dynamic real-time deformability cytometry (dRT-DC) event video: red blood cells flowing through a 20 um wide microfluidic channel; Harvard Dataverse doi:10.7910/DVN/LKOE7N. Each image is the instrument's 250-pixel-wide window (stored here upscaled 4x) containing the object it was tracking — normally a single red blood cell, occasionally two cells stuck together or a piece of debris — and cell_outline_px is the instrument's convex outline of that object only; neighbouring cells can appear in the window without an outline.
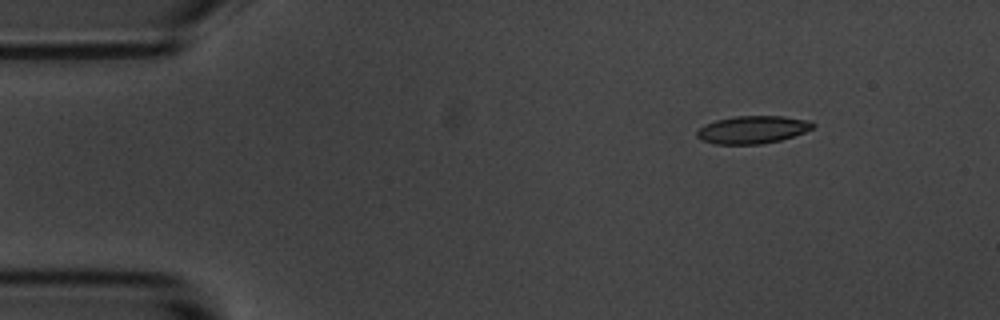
{"species": "common noctule bat (a hibernating species)", "species_latin": "Nyctalus noctula", "temperature_condition": "room temperature", "stored_images_in_passage": 8, "camera_frame_rate_fps": 3000, "um_per_image_px": 0.085, "animal": {"sex": "male", "body_mass_g": 20.1, "forearm_length_mm": 53.5}, "frame": {"image": 1, "passage_image": 2, "time_ms": 2.0, "image_size_px": [1000, 320], "cell_outline_px": [[816, 124], [812, 128], [804, 132], [780, 140], [760, 144], [716, 144], [700, 140], [696, 136], [696, 132], [704, 124], [716, 120], [736, 116], [784, 116], [808, 120]], "centroid_in_image_um": [63.94, 11.02], "position_along_channel_um": 21.1, "area_um2": 18.67}}
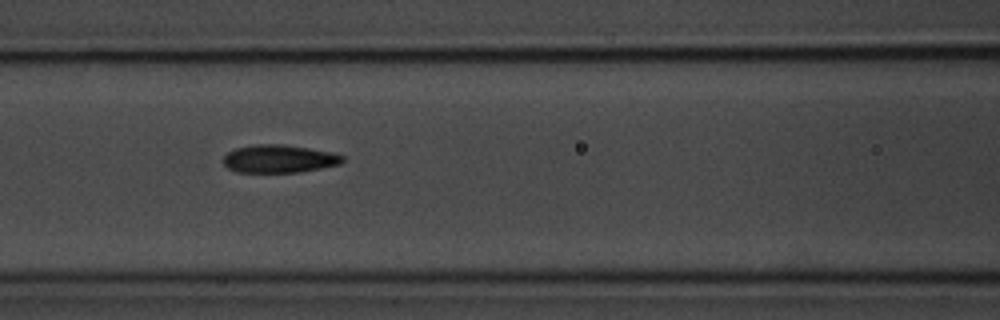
{"frame": {"image": 2, "passage_image": 7, "time_ms": 7.667, "image_size_px": [1000, 320], "cell_outline_px": [[344, 160], [340, 164], [300, 172], [236, 172], [228, 168], [224, 164], [224, 156], [228, 152], [236, 148], [256, 144], [284, 144], [332, 152], [344, 156]], "centroid_in_image_um": [23.73, 13.49], "position_along_channel_um": 142.9, "area_um2": 19.36}}
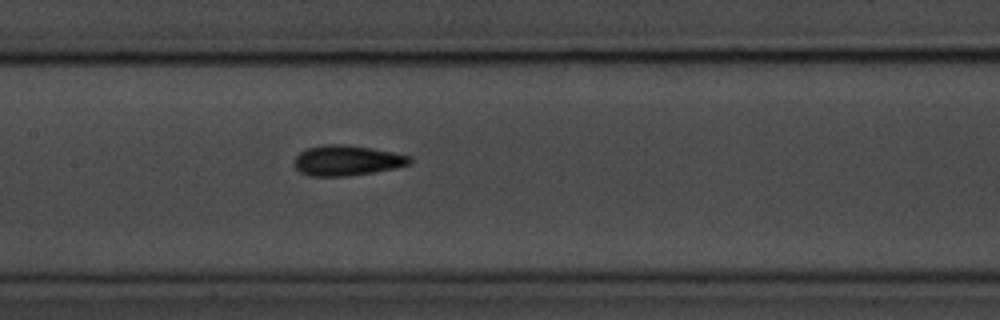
{"frame": {"image": 3, "passage_image": 8, "time_ms": 8.667, "image_size_px": [1000, 320], "cell_outline_px": [[412, 160], [408, 164], [392, 168], [372, 172], [348, 176], [308, 176], [300, 172], [296, 168], [296, 156], [300, 152], [308, 148], [324, 144], [344, 144], [372, 148], [412, 156]], "centroid_in_image_um": [29.48, 13.63], "position_along_channel_um": 177.9, "area_um2": 20.17}}